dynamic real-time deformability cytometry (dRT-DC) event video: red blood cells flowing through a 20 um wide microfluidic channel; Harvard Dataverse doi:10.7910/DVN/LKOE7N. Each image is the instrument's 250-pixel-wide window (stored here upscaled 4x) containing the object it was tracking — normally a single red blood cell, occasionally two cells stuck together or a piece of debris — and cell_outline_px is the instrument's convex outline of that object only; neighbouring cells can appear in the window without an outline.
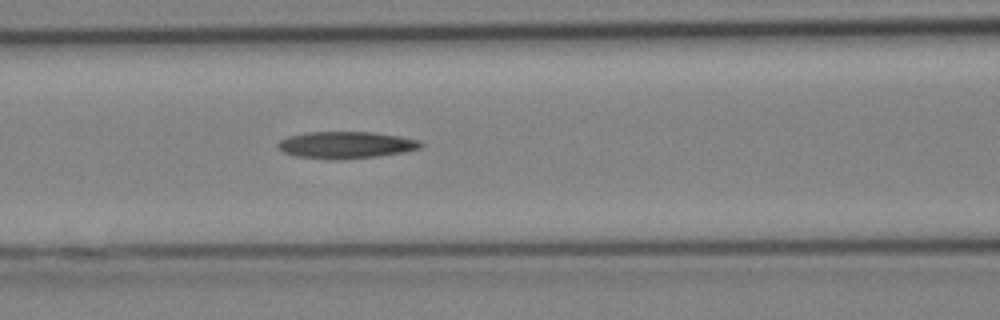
{"species": "Egyptian fruit bat (a non-hibernating species)", "species_latin": "Rousettus aegyptiacus", "temperature_condition": "cold", "stored_images_in_passage": 9, "camera_frame_rate_fps": 3000, "um_per_image_px": 0.085, "animal": {"sex": "female"}, "frame": {"image": 1, "passage_image": 7, "time_ms": 2.0, "image_size_px": [1000, 320], "cell_outline_px": [[424, 144], [420, 148], [404, 152], [380, 156], [340, 160], [328, 160], [296, 156], [284, 152], [276, 148], [276, 144], [280, 140], [288, 136], [308, 132], [372, 132], [420, 140]], "centroid_in_image_um": [29.37, 12.33], "position_along_channel_um": 137.2, "area_um2": 22.6}}
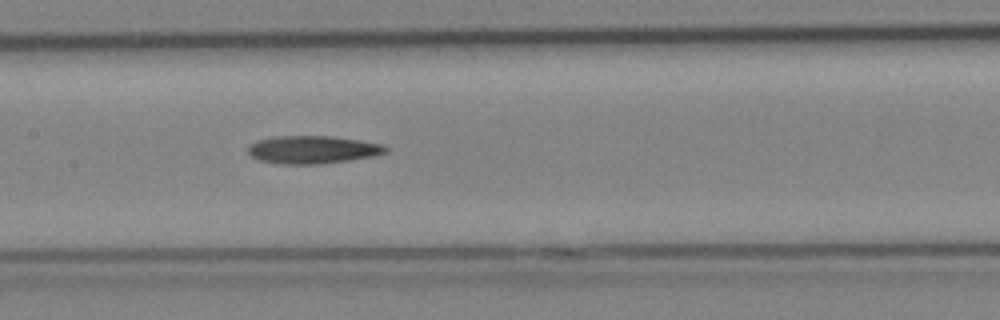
{"frame": {"image": 2, "passage_image": 9, "time_ms": 2.667, "image_size_px": [1000, 320], "cell_outline_px": [[388, 152], [376, 156], [320, 164], [280, 164], [260, 160], [252, 156], [248, 152], [248, 148], [256, 140], [276, 136], [332, 136], [384, 144], [388, 148]], "centroid_in_image_um": [26.61, 12.72], "position_along_channel_um": 180.8, "area_um2": 22.37}}